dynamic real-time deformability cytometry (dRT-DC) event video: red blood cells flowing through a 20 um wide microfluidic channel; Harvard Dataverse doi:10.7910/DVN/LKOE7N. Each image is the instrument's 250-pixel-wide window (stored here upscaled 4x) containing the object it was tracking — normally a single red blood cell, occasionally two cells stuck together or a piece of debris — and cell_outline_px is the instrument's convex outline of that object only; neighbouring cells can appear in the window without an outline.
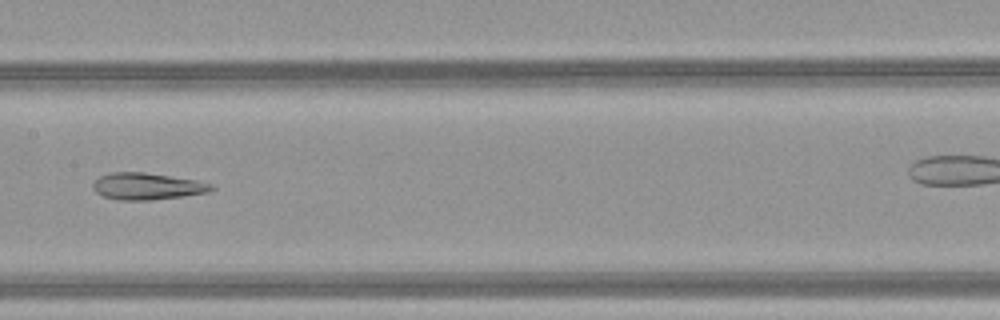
{"species": "common noctule bat (a hibernating species)", "species_latin": "Nyctalus noctula", "temperature_condition": "warm", "stored_images_in_passage": 43, "camera_frame_rate_fps": 3000, "um_per_image_px": 0.085, "animal": {"sex": "female", "body_mass_g": 21.9}, "frame": {"image": 1, "passage_image": 26, "time_ms": 8.333, "image_size_px": [1000, 320], "cell_outline_px": [[216, 188], [208, 192], [184, 196], [152, 200], [116, 200], [104, 196], [96, 192], [92, 188], [92, 184], [100, 176], [112, 172], [144, 172], [200, 180], [212, 184]], "centroid_in_image_um": [12.54, 15.83], "position_along_channel_um": 194.9, "area_um2": 18.67}}
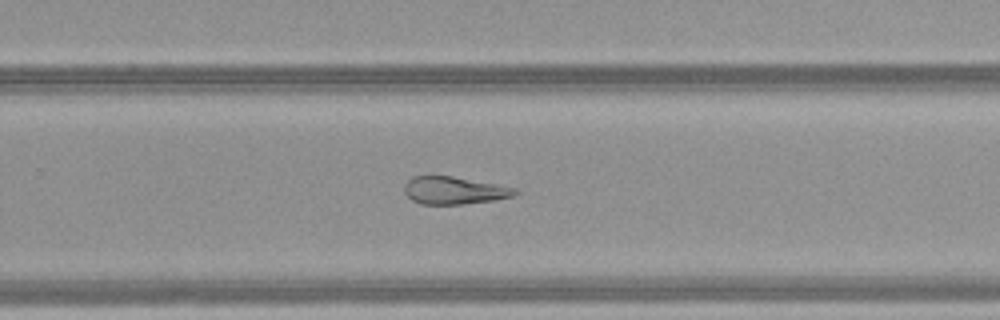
{"frame": {"image": 2, "passage_image": 33, "time_ms": 10.667, "image_size_px": [1000, 320], "cell_outline_px": [[520, 192], [512, 196], [496, 200], [464, 204], [420, 204], [412, 200], [404, 192], [404, 184], [412, 176], [452, 176], [496, 184], [516, 188]], "centroid_in_image_um": [38.6, 16.19], "position_along_channel_um": 291.2, "area_um2": 17.8}}
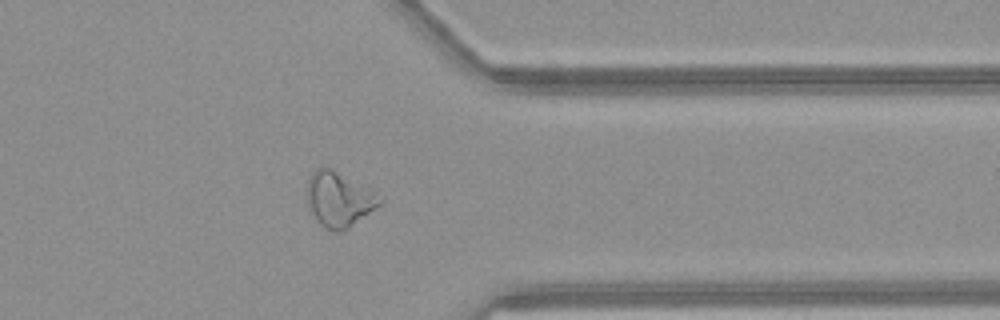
{"frame": {"image": 3, "passage_image": 40, "time_ms": 13.0, "image_size_px": [1000, 320], "cell_outline_px": [[384, 204], [340, 232], [324, 228], [316, 220], [308, 208], [308, 180], [312, 172], [320, 168], [332, 168], [372, 192], [384, 200]], "centroid_in_image_um": [28.8, 16.97], "position_along_channel_um": 382.6, "area_um2": 22.72}}